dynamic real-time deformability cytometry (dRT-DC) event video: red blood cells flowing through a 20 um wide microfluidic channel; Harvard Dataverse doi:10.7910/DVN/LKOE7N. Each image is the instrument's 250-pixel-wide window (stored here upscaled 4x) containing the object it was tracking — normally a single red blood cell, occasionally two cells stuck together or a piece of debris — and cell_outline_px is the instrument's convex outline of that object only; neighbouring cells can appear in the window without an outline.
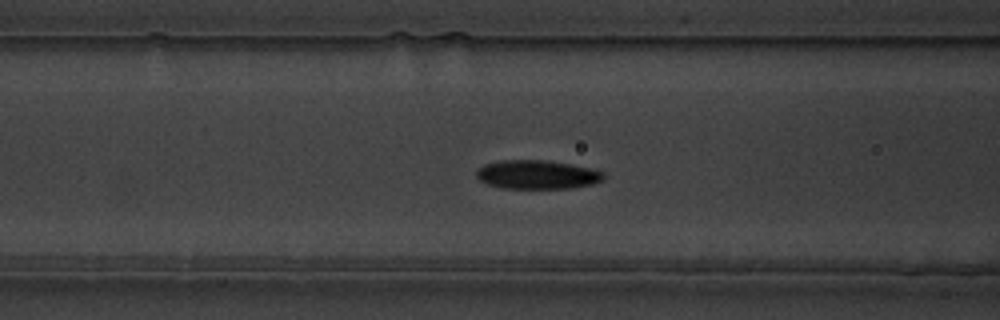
{"species": "common noctule bat (a hibernating species)", "species_latin": "Nyctalus noctula", "temperature_condition": "warm", "stored_images_in_passage": 44, "camera_frame_rate_fps": 3000, "um_per_image_px": 0.085, "animal": {"sex": "male", "body_mass_g": 19.5, "forearm_length_mm": 54.6}, "frame": {"image": 1, "passage_image": 8, "time_ms": 2.333, "image_size_px": [1000, 320], "cell_outline_px": [[604, 180], [592, 184], [572, 188], [504, 188], [488, 184], [480, 180], [476, 176], [476, 172], [484, 164], [504, 160], [544, 160], [568, 164], [588, 168], [604, 172]], "centroid_in_image_um": [45.66, 14.85], "position_along_channel_um": 120.9, "area_um2": 21.1}}
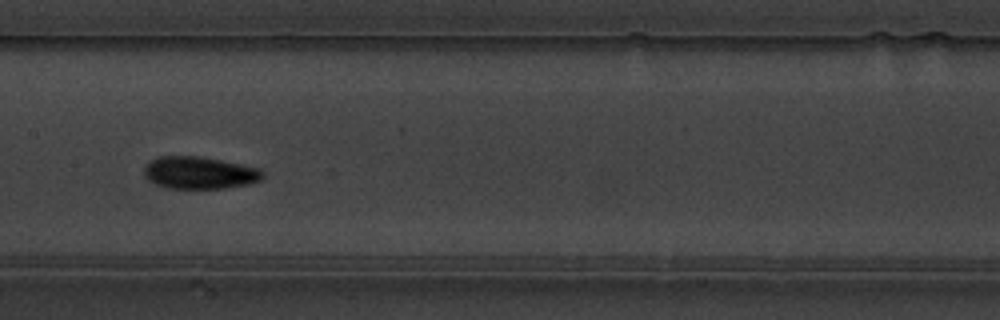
{"frame": {"image": 2, "passage_image": 14, "time_ms": 4.333, "image_size_px": [1000, 320], "cell_outline_px": [[264, 176], [260, 180], [248, 184], [224, 188], [168, 188], [156, 184], [148, 180], [144, 176], [144, 168], [148, 160], [156, 156], [200, 156], [240, 164], [256, 168], [264, 172]], "centroid_in_image_um": [16.9, 14.68], "position_along_channel_um": 190.5, "area_um2": 22.31}}
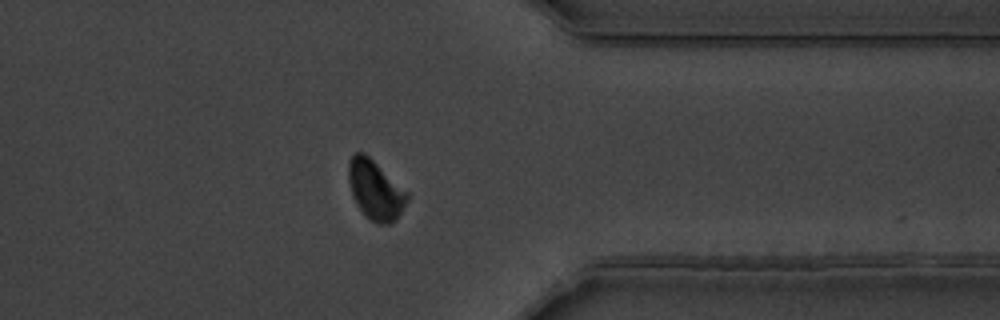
{"frame": {"image": 3, "passage_image": 31, "time_ms": 10.0, "image_size_px": [1000, 320], "cell_outline_px": [[408, 200], [396, 220], [388, 224], [380, 224], [364, 216], [356, 204], [352, 196], [348, 180], [348, 164], [352, 152], [364, 152], [408, 192]], "centroid_in_image_um": [31.88, 16.14], "position_along_channel_um": 379.5, "area_um2": 20.35}, "authors_computed_cell_mechanics": {"area_um2": 20.8369, "velocity_mm_per_s": 3.4812, "shape_relaxation_time_tau1_ms": 4.1174, "shape_relaxation_time_tau2_ms": 2.9031, "deformation_change_tau1": 0.1515, "deformation_change_tau2": 0.0655}}